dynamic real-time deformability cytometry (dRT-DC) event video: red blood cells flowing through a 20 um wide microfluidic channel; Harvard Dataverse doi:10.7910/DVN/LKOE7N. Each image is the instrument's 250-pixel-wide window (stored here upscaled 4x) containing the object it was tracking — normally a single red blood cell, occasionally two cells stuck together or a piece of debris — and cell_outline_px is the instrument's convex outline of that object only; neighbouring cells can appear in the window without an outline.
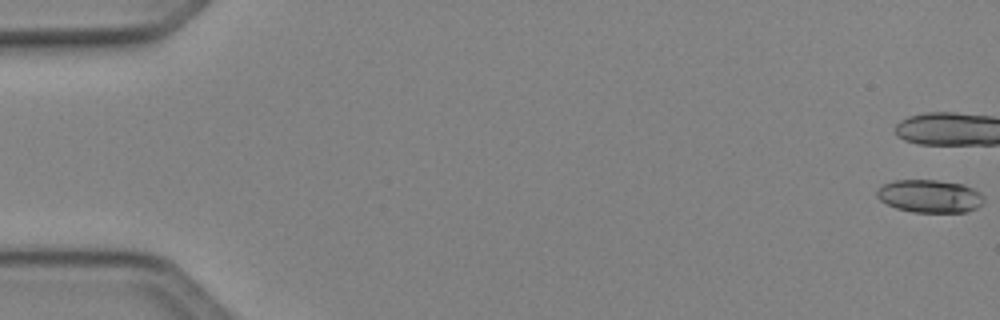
{"species": "Egyptian fruit bat (a non-hibernating species)", "species_latin": "Rousettus aegyptiacus", "temperature_condition": "cold", "stored_images_in_passage": 10, "camera_frame_rate_fps": 3000, "um_per_image_px": 0.085, "animal": {"sex": "female"}, "frame": {"image": 1, "passage_image": 1, "time_ms": 0.0, "image_size_px": [1000, 320], "cell_outline_px": [[984, 200], [976, 208], [964, 212], [912, 212], [896, 208], [880, 200], [876, 196], [876, 192], [884, 184], [892, 180], [936, 180], [964, 184], [980, 192], [984, 196]], "centroid_in_image_um": [79.03, 16.67], "position_along_channel_um": 6.0, "area_um2": 20.46}}